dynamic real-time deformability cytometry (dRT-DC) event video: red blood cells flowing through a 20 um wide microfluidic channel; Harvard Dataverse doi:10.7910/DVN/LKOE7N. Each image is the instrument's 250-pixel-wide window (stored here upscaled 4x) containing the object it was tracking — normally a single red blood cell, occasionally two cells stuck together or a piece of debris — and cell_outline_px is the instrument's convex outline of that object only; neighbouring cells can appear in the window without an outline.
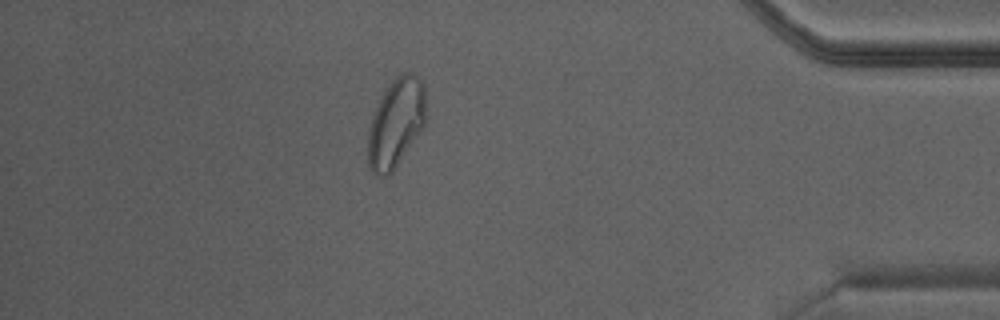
{"species": "Egyptian fruit bat (a non-hibernating species)", "species_latin": "Rousettus aegyptiacus", "temperature_condition": "warm", "stored_images_in_passage": 24, "camera_frame_rate_fps": 3000, "um_per_image_px": 0.085, "animal": {"sex": "male"}, "frame": {"image": 1, "passage_image": 21, "time_ms": 6.667, "image_size_px": [1000, 320], "cell_outline_px": [[428, 120], [424, 128], [392, 172], [388, 176], [380, 176], [372, 172], [368, 164], [368, 128], [372, 116], [380, 96], [388, 84], [400, 72], [412, 72], [424, 84], [428, 116]], "centroid_in_image_um": [33.69, 10.42], "position_along_channel_um": 401.5, "area_um2": 30.87}}